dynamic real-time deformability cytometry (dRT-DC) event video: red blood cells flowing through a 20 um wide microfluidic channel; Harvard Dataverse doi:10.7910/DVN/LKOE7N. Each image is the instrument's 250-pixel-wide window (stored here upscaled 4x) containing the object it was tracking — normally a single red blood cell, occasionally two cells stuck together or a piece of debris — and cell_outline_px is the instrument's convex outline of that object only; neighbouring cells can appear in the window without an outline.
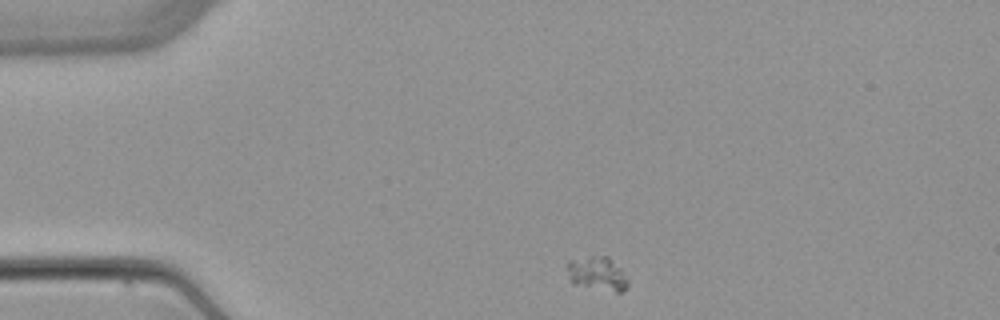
{"species": "common noctule bat (a hibernating species)", "species_latin": "Nyctalus noctula", "temperature_condition": "warm", "stored_images_in_passage": 2, "camera_frame_rate_fps": 3000, "um_per_image_px": 0.085, "animal": {"sex": "female", "body_mass_g": 22.7, "forearm_length_mm": 54.2}, "frame": {"image": 1, "passage_image": 1, "time_ms": 0.0, "image_size_px": [1000, 320], "cell_outline_px": [[628, 284], [620, 292], [616, 292], [572, 284], [568, 268], [568, 260], [592, 256], [608, 256], [620, 268], [628, 280]], "centroid_in_image_um": [50.77, 23.25], "position_along_channel_um": 34.2, "area_um2": 11.73}}